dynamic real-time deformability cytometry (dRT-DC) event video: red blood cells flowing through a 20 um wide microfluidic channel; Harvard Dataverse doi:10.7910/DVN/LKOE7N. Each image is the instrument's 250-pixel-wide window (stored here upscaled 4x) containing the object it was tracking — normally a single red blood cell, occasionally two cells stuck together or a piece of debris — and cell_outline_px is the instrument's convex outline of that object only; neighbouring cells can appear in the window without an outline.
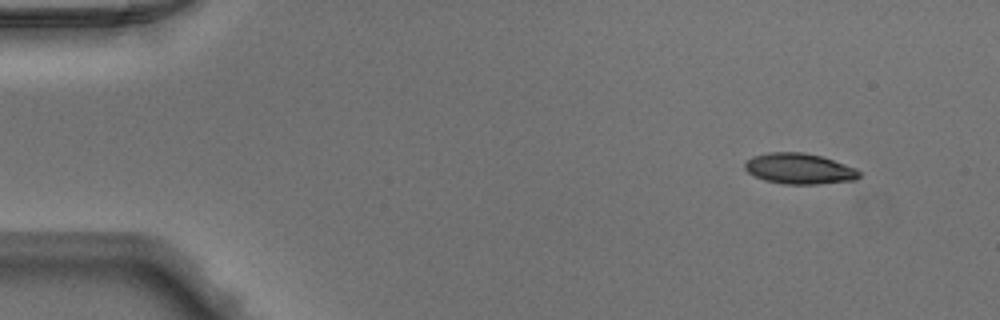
{"species": "Egyptian fruit bat (a non-hibernating species)", "species_latin": "Rousettus aegyptiacus", "temperature_condition": "warm", "stored_images_in_passage": 45, "camera_frame_rate_fps": 3000, "um_per_image_px": 0.085, "animal": {"sex": "male"}, "frame": {"image": 1, "passage_image": 1, "time_ms": 0.0, "image_size_px": [1000, 320], "cell_outline_px": [[860, 176], [856, 180], [816, 184], [784, 184], [764, 180], [748, 172], [744, 168], [744, 164], [752, 156], [768, 152], [804, 152], [820, 156], [856, 168], [860, 172]], "centroid_in_image_um": [67.93, 14.34], "position_along_channel_um": 17.1, "area_um2": 20.4}}
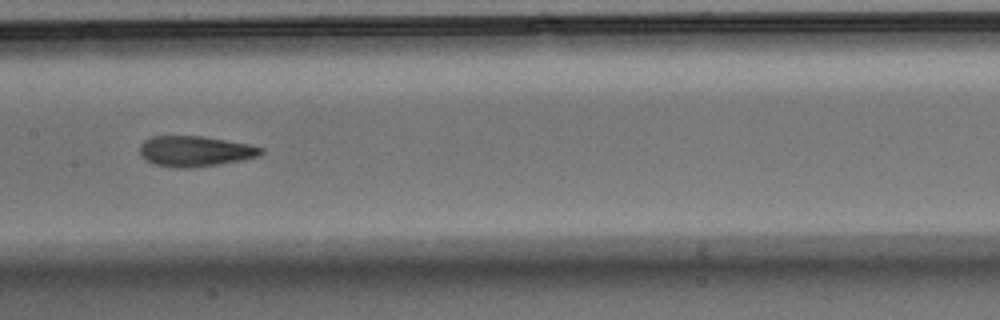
{"frame": {"image": 2, "passage_image": 21, "time_ms": 6.667, "image_size_px": [1000, 320], "cell_outline_px": [[264, 152], [256, 156], [240, 160], [220, 164], [192, 168], [172, 168], [152, 164], [144, 160], [140, 156], [140, 144], [144, 140], [152, 136], [200, 136], [252, 144], [264, 148]], "centroid_in_image_um": [16.54, 12.86], "position_along_channel_um": 190.9, "area_um2": 21.85}}
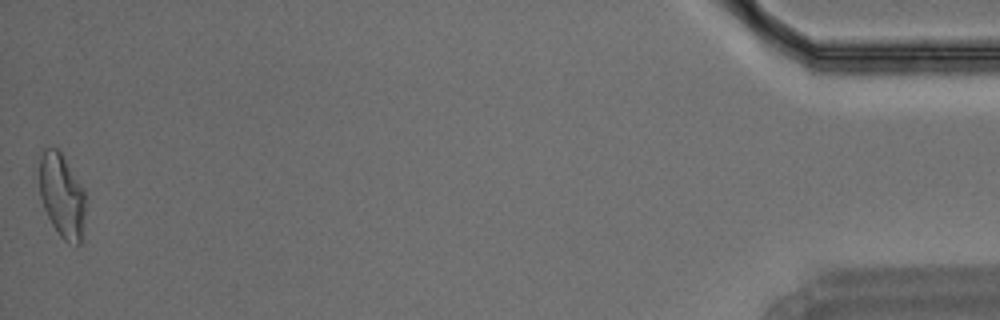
{"frame": {"image": 3, "passage_image": 45, "time_ms": 14.667, "image_size_px": [1000, 320], "cell_outline_px": [[84, 216], [80, 244], [68, 244], [60, 236], [52, 224], [44, 208], [40, 196], [40, 156], [44, 148], [56, 148], [60, 152], [84, 188]], "centroid_in_image_um": [5.26, 16.64], "position_along_channel_um": 429.9, "area_um2": 22.25}}